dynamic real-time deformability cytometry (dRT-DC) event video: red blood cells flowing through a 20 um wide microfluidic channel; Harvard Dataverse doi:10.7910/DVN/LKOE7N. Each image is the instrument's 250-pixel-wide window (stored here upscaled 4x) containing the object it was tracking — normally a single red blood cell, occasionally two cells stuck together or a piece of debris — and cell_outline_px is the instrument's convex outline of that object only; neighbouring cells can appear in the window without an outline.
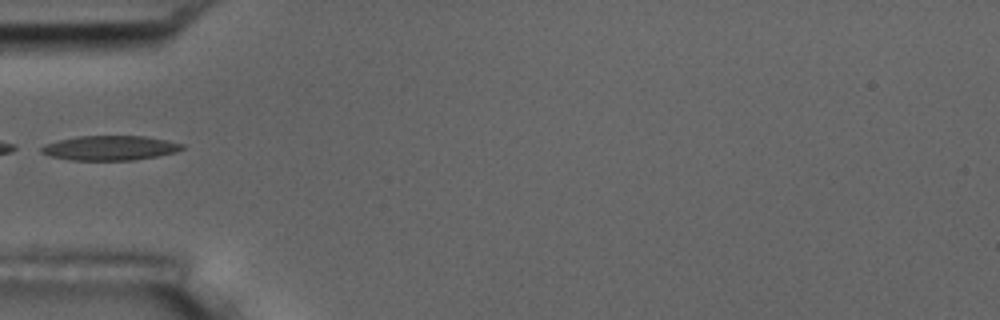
{"species": "common noctule bat (a hibernating species)", "species_latin": "Nyctalus noctula", "temperature_condition": "room temperature", "stored_images_in_passage": 37, "camera_frame_rate_fps": 3000, "um_per_image_px": 0.085, "animal": {"sex": "male", "body_mass_g": 17.5, "forearm_length_mm": 52.3}, "frame": {"image": 1, "passage_image": 1, "time_ms": 0.0, "image_size_px": [1000, 320], "cell_outline_px": [[184, 148], [176, 152], [156, 156], [132, 160], [68, 160], [52, 156], [40, 152], [40, 148], [44, 144], [76, 136], [144, 136], [184, 144]], "centroid_in_image_um": [9.32, 12.58], "position_along_channel_um": 75.7, "area_um2": 20.06}}